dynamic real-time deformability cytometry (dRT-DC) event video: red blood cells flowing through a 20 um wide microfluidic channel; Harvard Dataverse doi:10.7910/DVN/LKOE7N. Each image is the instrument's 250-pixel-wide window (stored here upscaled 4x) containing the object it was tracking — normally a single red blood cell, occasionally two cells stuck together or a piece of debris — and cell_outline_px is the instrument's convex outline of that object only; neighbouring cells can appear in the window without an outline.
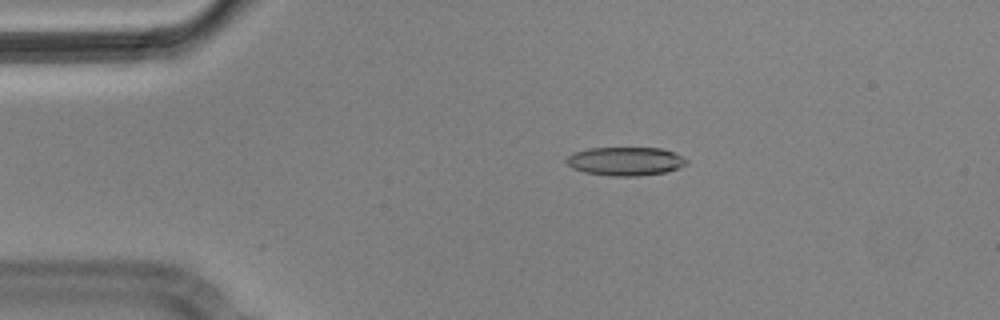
{"species": "Egyptian fruit bat (a non-hibernating species)", "species_latin": "Rousettus aegyptiacus", "temperature_condition": "cold", "stored_images_in_passage": 3, "camera_frame_rate_fps": 3000, "um_per_image_px": 0.085, "animal": {"sex": "male"}, "frame": {"image": 1, "passage_image": 2, "time_ms": 0.333, "image_size_px": [1000, 320], "cell_outline_px": [[688, 164], [680, 168], [664, 172], [640, 176], [612, 176], [584, 172], [572, 168], [564, 160], [572, 152], [588, 148], [660, 148], [672, 152], [688, 160]], "centroid_in_image_um": [53.14, 13.71], "position_along_channel_um": 31.9, "area_um2": 20.06}}